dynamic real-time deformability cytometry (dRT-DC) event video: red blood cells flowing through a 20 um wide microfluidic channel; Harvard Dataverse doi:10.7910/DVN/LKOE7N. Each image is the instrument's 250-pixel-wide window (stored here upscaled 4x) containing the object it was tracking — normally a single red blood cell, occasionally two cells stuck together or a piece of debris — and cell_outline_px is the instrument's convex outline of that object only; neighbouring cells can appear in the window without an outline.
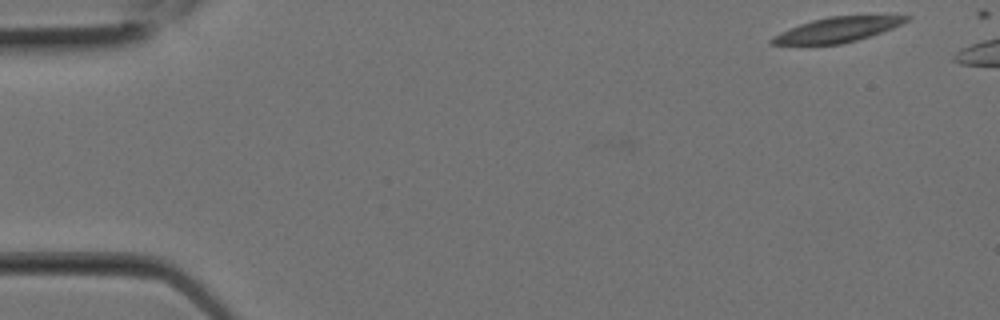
{"species": "Egyptian fruit bat (a non-hibernating species)", "species_latin": "Rousettus aegyptiacus", "temperature_condition": "room temperature", "stored_images_in_passage": 4, "camera_frame_rate_fps": 3000, "um_per_image_px": 0.085, "animal": {"sex": "female"}, "frame": {"image": 1, "passage_image": 1, "time_ms": 0.0, "image_size_px": [1000, 320], "cell_outline_px": [[912, 16], [908, 20], [892, 28], [856, 40], [840, 44], [768, 44], [768, 40], [772, 36], [780, 32], [800, 24], [812, 20], [828, 16]], "centroid_in_image_um": [71.09, 2.53], "position_along_channel_um": 13.9, "area_um2": 19.07}}